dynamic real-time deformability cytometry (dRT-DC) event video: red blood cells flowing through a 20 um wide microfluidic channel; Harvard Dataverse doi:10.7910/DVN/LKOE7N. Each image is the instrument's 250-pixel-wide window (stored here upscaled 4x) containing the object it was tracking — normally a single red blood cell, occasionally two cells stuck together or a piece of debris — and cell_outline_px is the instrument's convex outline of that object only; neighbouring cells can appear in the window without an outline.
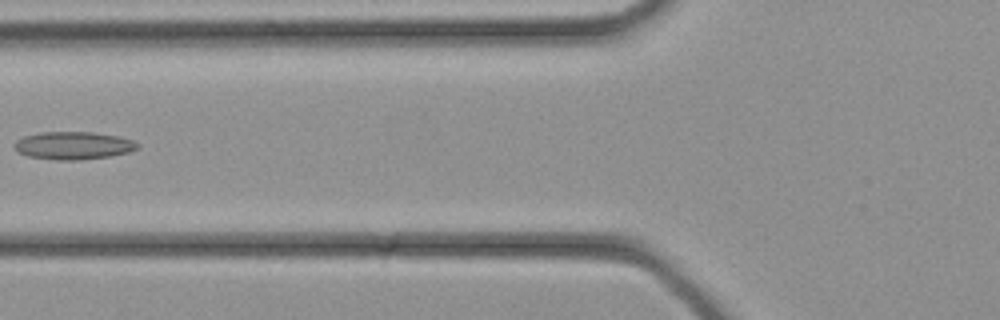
{"species": "common noctule bat (a hibernating species)", "species_latin": "Nyctalus noctula", "temperature_condition": "cold", "stored_images_in_passage": 26, "camera_frame_rate_fps": 3000, "um_per_image_px": 0.085, "animal": {"sex": "female", "body_mass_g": 21.9}, "frame": {"image": 1, "passage_image": 6, "time_ms": 1.667, "image_size_px": [1000, 320], "cell_outline_px": [[140, 148], [128, 152], [108, 156], [80, 160], [56, 160], [28, 156], [16, 152], [12, 144], [16, 140], [24, 136], [40, 132], [96, 132], [120, 136], [132, 140], [140, 144]], "centroid_in_image_um": [6.22, 12.36], "position_along_channel_um": 119.6, "area_um2": 20.17}}
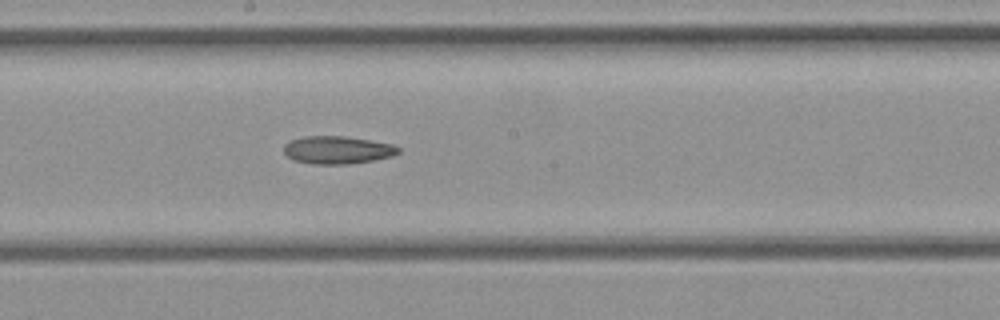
{"frame": {"image": 2, "passage_image": 11, "time_ms": 3.333, "image_size_px": [1000, 320], "cell_outline_px": [[400, 152], [392, 156], [372, 160], [344, 164], [312, 164], [292, 160], [284, 152], [284, 144], [288, 140], [304, 136], [344, 136], [392, 144], [400, 148]], "centroid_in_image_um": [28.63, 12.74], "position_along_channel_um": 219.6, "area_um2": 18.5}}
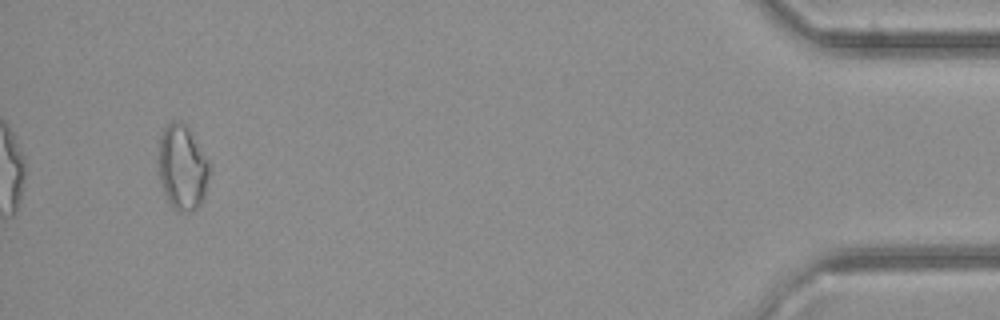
{"frame": {"image": 3, "passage_image": 25, "time_ms": 8.0, "image_size_px": [1000, 320], "cell_outline_px": [[212, 164], [204, 196], [200, 204], [192, 212], [176, 212], [168, 200], [164, 192], [160, 180], [156, 160], [160, 136], [164, 128], [172, 120], [176, 120], [184, 124], [188, 128]], "centroid_in_image_um": [15.49, 14.23], "position_along_channel_um": 419.7, "area_um2": 25.84}}